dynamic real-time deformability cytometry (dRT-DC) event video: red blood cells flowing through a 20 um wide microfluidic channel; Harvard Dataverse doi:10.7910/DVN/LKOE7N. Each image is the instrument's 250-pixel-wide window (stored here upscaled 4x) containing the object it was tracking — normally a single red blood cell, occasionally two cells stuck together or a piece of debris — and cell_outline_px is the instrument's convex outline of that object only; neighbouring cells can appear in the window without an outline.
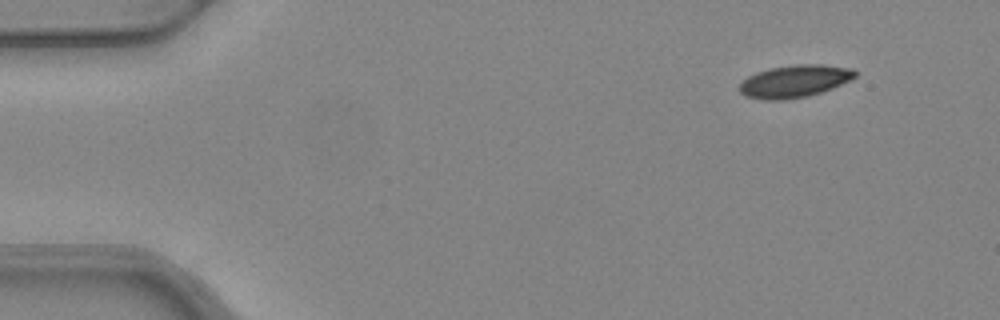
{"species": "common noctule bat (a hibernating species)", "species_latin": "Nyctalus noctula", "temperature_condition": "warm", "stored_images_in_passage": 4, "camera_frame_rate_fps": 3000, "um_per_image_px": 0.085, "animal": {"sex": "female", "body_mass_g": 24.6, "forearm_length_mm": 56.2}, "frame": {"image": 1, "passage_image": 1, "time_ms": 0.0, "image_size_px": [1000, 320], "cell_outline_px": [[856, 76], [832, 88], [808, 96], [784, 100], [764, 100], [744, 96], [740, 92], [740, 84], [748, 76], [756, 72], [768, 68], [796, 64], [820, 64], [852, 68], [856, 72]], "centroid_in_image_um": [67.5, 6.9], "position_along_channel_um": 17.5, "area_um2": 21.79}}
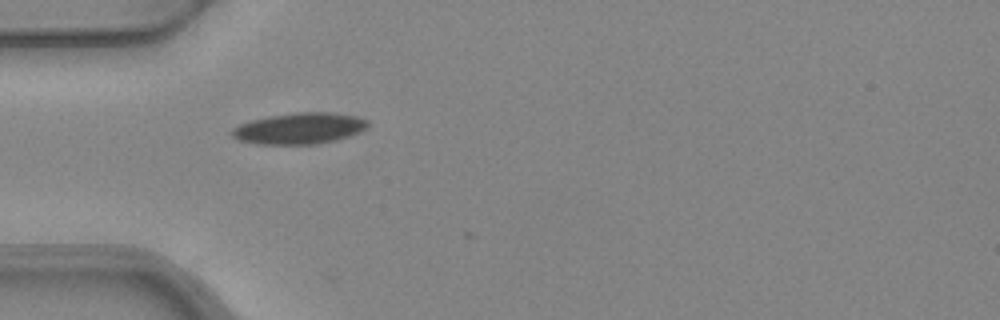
{"frame": {"image": 2, "passage_image": 4, "time_ms": 1.0, "image_size_px": [1000, 320], "cell_outline_px": [[368, 124], [364, 128], [348, 136], [336, 140], [316, 144], [256, 144], [240, 140], [232, 136], [232, 128], [240, 124], [252, 120], [268, 116], [296, 112], [328, 112], [352, 116], [364, 120]], "centroid_in_image_um": [25.37, 10.92], "position_along_channel_um": 59.6, "area_um2": 24.22}}